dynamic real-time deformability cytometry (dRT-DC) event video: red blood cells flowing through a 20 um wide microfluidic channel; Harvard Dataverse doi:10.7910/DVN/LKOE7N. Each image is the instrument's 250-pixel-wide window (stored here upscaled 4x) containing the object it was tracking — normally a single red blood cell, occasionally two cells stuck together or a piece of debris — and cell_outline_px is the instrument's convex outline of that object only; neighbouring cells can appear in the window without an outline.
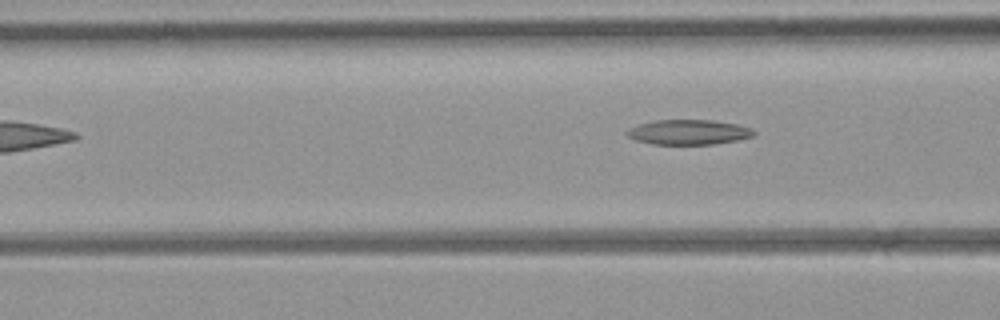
{"species": "common noctule bat (a hibernating species)", "species_latin": "Nyctalus noctula", "temperature_condition": "room temperature", "stored_images_in_passage": 4, "camera_frame_rate_fps": 3000, "um_per_image_px": 0.085, "animal": {"sex": "female", "body_mass_g": 21.9}, "frame": {"image": 1, "passage_image": 4, "time_ms": 3.667, "image_size_px": [1000, 320], "cell_outline_px": [[756, 132], [752, 136], [736, 140], [712, 144], [652, 144], [636, 140], [628, 136], [624, 132], [640, 124], [656, 120], [712, 120], [736, 124], [752, 128]], "centroid_in_image_um": [58.54, 11.23], "position_along_channel_um": 108.1, "area_um2": 18.21}}